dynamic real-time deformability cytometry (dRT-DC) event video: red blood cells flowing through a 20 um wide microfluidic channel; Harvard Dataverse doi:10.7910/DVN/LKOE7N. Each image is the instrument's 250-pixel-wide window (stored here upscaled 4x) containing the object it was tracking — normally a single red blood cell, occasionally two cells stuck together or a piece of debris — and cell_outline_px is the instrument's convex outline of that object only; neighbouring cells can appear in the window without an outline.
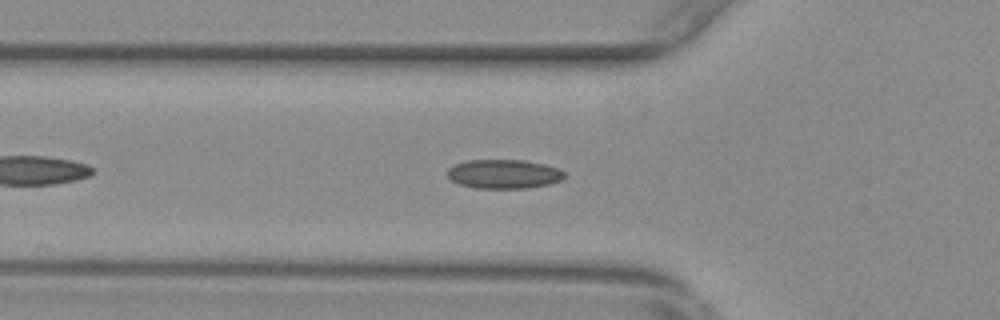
{"species": "common noctule bat (a hibernating species)", "species_latin": "Nyctalus noctula", "temperature_condition": "warm", "stored_images_in_passage": 30, "camera_frame_rate_fps": 3000, "um_per_image_px": 0.085, "animal": {"sex": "female", "body_mass_g": 29.2, "forearm_length_mm": 56.3}, "frame": {"image": 1, "passage_image": 2, "time_ms": 0.333, "image_size_px": [1000, 320], "cell_outline_px": [[564, 176], [560, 180], [548, 184], [528, 188], [476, 188], [460, 184], [452, 180], [448, 176], [448, 168], [456, 164], [468, 160], [524, 160], [544, 164], [556, 168], [564, 172]], "centroid_in_image_um": [42.81, 14.79], "position_along_channel_um": 83.0, "area_um2": 19.59}}
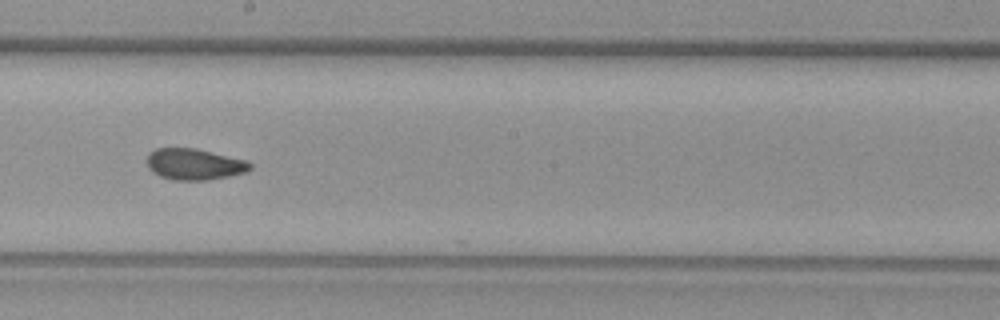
{"frame": {"image": 2, "passage_image": 14, "time_ms": 4.333, "image_size_px": [1000, 320], "cell_outline_px": [[252, 168], [248, 172], [208, 180], [172, 180], [160, 176], [152, 172], [148, 168], [148, 152], [156, 148], [196, 148], [248, 160], [252, 164]], "centroid_in_image_um": [16.54, 13.96], "position_along_channel_um": 231.7, "area_um2": 19.02}}
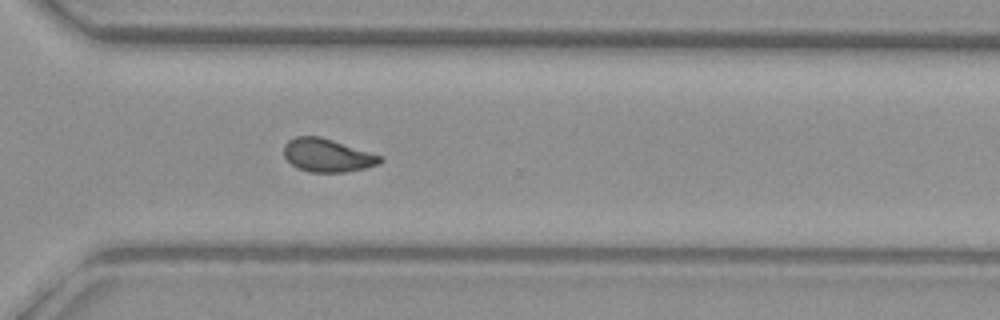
{"frame": {"image": 3, "passage_image": 23, "time_ms": 7.333, "image_size_px": [1000, 320], "cell_outline_px": [[384, 160], [380, 164], [364, 168], [344, 172], [308, 172], [296, 168], [284, 156], [284, 144], [288, 140], [296, 136], [320, 136], [384, 156]], "centroid_in_image_um": [27.84, 13.2], "position_along_channel_um": 342.8, "area_um2": 18.79}}